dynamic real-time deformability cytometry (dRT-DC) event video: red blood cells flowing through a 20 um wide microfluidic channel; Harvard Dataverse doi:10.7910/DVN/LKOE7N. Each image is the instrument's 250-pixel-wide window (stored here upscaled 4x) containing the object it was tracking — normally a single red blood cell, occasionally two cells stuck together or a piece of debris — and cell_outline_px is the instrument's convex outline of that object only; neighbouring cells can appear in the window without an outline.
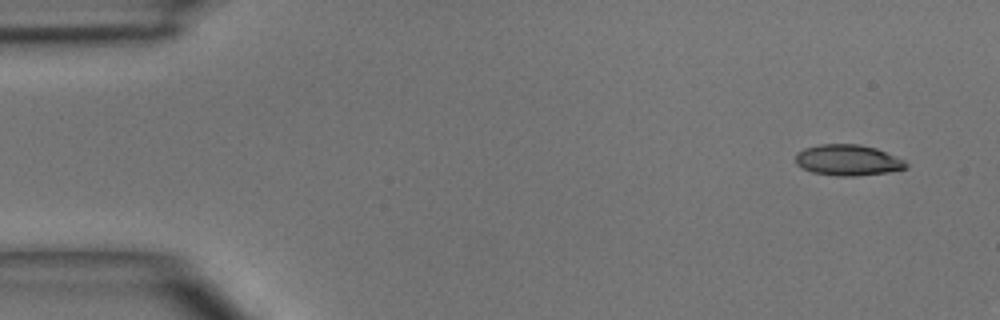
{"species": "common noctule bat (a hibernating species)", "species_latin": "Nyctalus noctula", "temperature_condition": "room temperature", "stored_images_in_passage": 5, "segment_of_instrument_passage": [1, 2], "camera_frame_rate_fps": 3000, "um_per_image_px": 0.085, "animal": {"sex": "male", "body_mass_g": 15.6}, "frame": {"image": 1, "passage_image": 1, "time_ms": 0.0, "image_size_px": [1000, 320], "cell_outline_px": [[908, 168], [888, 172], [856, 176], [840, 176], [812, 172], [796, 164], [796, 152], [804, 148], [820, 144], [860, 144], [876, 148], [904, 160], [908, 164]], "centroid_in_image_um": [72.07, 13.61], "position_along_channel_um": 12.9, "area_um2": 19.88}}